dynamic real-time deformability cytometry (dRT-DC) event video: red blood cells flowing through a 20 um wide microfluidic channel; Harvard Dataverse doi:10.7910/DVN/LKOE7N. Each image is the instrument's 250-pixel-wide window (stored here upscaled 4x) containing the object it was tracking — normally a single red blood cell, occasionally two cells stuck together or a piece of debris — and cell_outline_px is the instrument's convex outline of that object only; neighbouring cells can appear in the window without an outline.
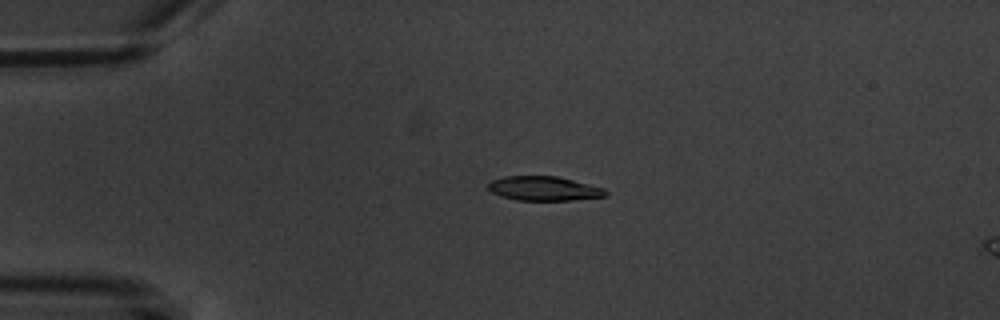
{"species": "common noctule bat (a hibernating species)", "species_latin": "Nyctalus noctula", "temperature_condition": "warm", "stored_images_in_passage": 3, "camera_frame_rate_fps": 3000, "um_per_image_px": 0.085, "animal": {"sex": "male", "body_mass_g": 20.1, "forearm_length_mm": 53.5}, "frame": {"image": 1, "passage_image": 1, "time_ms": 0.0, "image_size_px": [1000, 320], "cell_outline_px": [[608, 196], [572, 200], [516, 200], [500, 196], [492, 192], [488, 188], [488, 184], [492, 180], [504, 176], [556, 176], [604, 188], [608, 192]], "centroid_in_image_um": [46.23, 16.03], "position_along_channel_um": 38.8, "area_um2": 16.59}}